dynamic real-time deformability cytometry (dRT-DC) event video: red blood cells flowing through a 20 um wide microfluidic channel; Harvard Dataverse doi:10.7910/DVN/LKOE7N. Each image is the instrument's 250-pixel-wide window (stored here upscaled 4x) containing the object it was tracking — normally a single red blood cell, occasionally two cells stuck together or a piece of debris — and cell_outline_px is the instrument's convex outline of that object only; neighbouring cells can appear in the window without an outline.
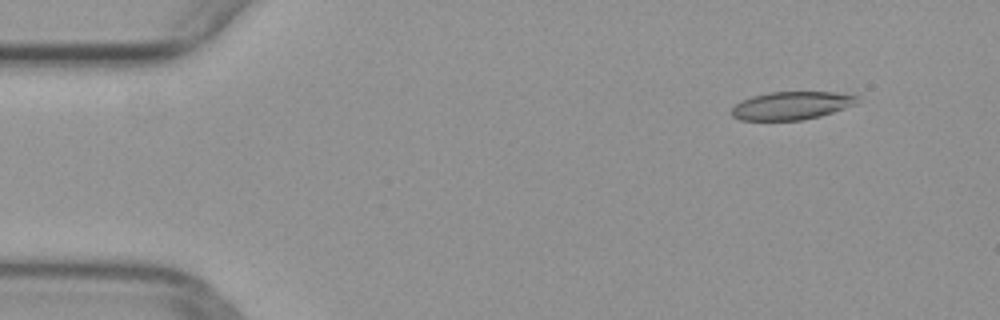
{"species": "common noctule bat (a hibernating species)", "species_latin": "Nyctalus noctula", "temperature_condition": "warm", "stored_images_in_passage": 10, "camera_frame_rate_fps": 3000, "um_per_image_px": 0.085, "animal": {"sex": "female", "body_mass_g": 29.2, "forearm_length_mm": 56.3}, "frame": {"image": 1, "passage_image": 1, "time_ms": 0.0, "image_size_px": [1000, 320], "cell_outline_px": [[856, 104], [820, 116], [800, 120], [740, 120], [732, 116], [732, 108], [736, 104], [752, 96], [772, 92], [832, 92], [856, 96]], "centroid_in_image_um": [67.24, 8.98], "position_along_channel_um": 17.8, "area_um2": 20.11}}